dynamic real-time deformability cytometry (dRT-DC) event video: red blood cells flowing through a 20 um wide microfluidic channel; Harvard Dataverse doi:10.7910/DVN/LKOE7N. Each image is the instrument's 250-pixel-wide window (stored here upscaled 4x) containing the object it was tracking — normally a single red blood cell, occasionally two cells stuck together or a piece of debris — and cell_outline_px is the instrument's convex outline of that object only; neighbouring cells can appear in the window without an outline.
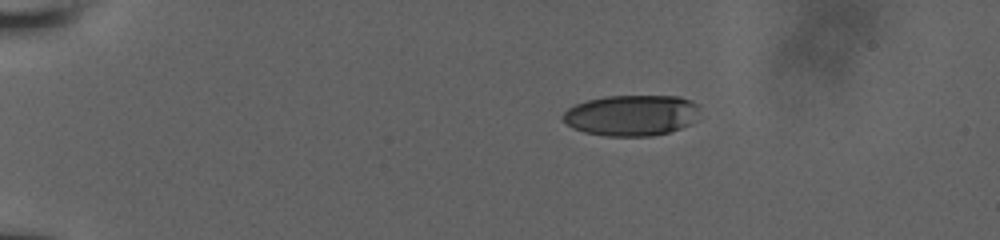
{"species": "human", "species_latin": "Homo sapiens", "temperature_condition": "room temperature", "stored_images_in_passage": 45, "camera_frame_rate_fps": 3000, "um_per_image_px": 0.085, "donor": {"sex": "male"}, "frame": {"image": 1, "passage_image": 1, "time_ms": 0.0, "image_size_px": [1000, 240], "cell_outline_px": [[700, 104], [688, 124], [680, 128], [668, 132], [652, 136], [604, 136], [584, 132], [572, 128], [560, 116], [568, 108], [576, 104], [588, 100], [604, 96], [680, 96], [692, 100]], "centroid_in_image_um": [53.62, 9.79], "position_along_channel_um": 31.4, "area_um2": 32.43}}
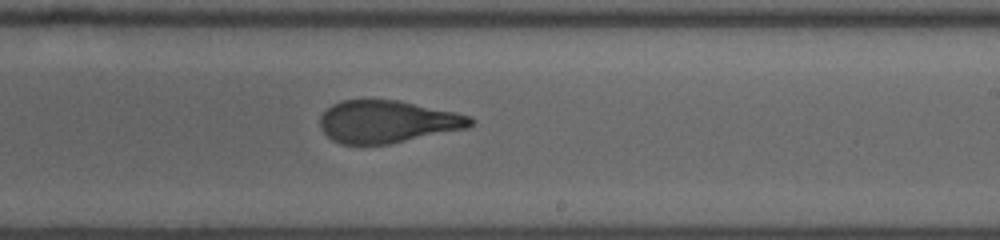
{"frame": {"image": 2, "passage_image": 25, "time_ms": 8.0, "image_size_px": [1000, 240], "cell_outline_px": [[476, 120], [468, 128], [388, 144], [340, 144], [332, 140], [320, 128], [320, 116], [332, 104], [340, 100], [396, 100], [456, 112], [472, 116]], "centroid_in_image_um": [32.94, 10.34], "position_along_channel_um": 256.1, "area_um2": 37.11}}
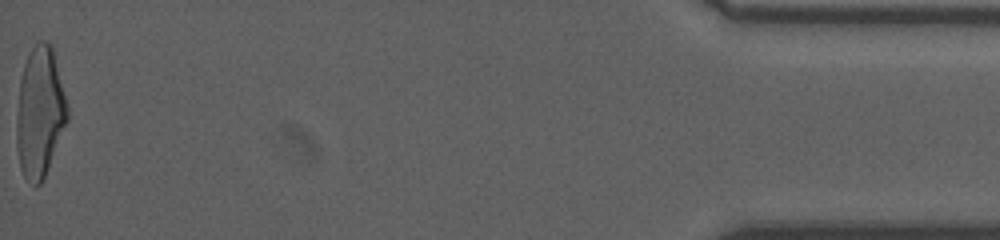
{"frame": {"image": 3, "passage_image": 45, "time_ms": 14.667, "image_size_px": [1000, 240], "cell_outline_px": [[68, 120], [44, 176], [40, 184], [36, 188], [24, 176], [20, 168], [16, 140], [16, 120], [20, 80], [24, 64], [28, 52], [40, 40], [44, 40], [52, 44], [68, 108]], "centroid_in_image_um": [3.38, 9.52], "position_along_channel_um": 431.8, "area_um2": 38.44}, "authors_computed_cell_mechanics": {"area_um2": 37.9746, "velocity_mm_per_s": 3.9514, "shape_relaxation_time_tau1_ms": 7.2268, "shape_relaxation_time_tau2_ms": 1.1879, "deformation_change_tau1": 0.2538, "deformation_change_tau2": 0.1006}}